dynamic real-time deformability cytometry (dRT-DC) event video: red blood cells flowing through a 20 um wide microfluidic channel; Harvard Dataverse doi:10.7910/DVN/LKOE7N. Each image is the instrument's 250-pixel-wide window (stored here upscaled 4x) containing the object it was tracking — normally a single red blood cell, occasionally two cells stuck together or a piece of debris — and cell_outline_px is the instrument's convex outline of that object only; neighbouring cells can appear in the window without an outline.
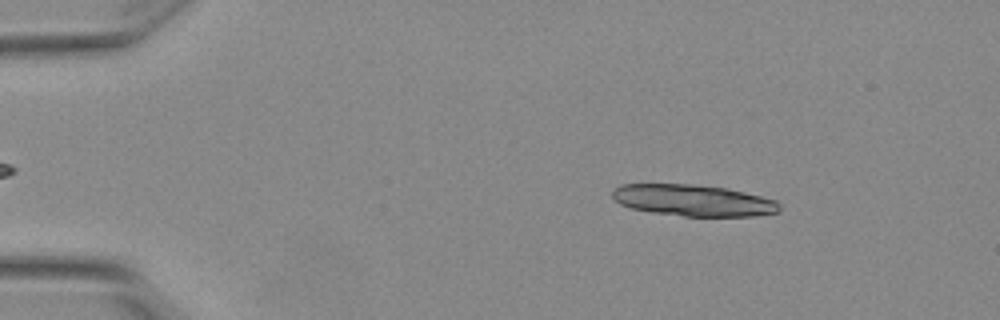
{"species": "Egyptian fruit bat (a non-hibernating species)", "species_latin": "Rousettus aegyptiacus", "temperature_condition": "warm", "stored_images_in_passage": 23, "segment_of_instrument_passage": [1, 2], "camera_frame_rate_fps": 3000, "um_per_image_px": 0.085, "animal": {"sex": "female"}, "frame": {"image": 1, "passage_image": 8, "time_ms": 2.333, "image_size_px": [1000, 320], "cell_outline_px": [[780, 208], [776, 212], [752, 216], [684, 216], [652, 212], [632, 208], [620, 204], [612, 196], [612, 188], [620, 184], [692, 184], [724, 188], [744, 192], [776, 200], [780, 204]], "centroid_in_image_um": [58.89, 17.02], "position_along_channel_um": 26.1, "area_um2": 30.46}}